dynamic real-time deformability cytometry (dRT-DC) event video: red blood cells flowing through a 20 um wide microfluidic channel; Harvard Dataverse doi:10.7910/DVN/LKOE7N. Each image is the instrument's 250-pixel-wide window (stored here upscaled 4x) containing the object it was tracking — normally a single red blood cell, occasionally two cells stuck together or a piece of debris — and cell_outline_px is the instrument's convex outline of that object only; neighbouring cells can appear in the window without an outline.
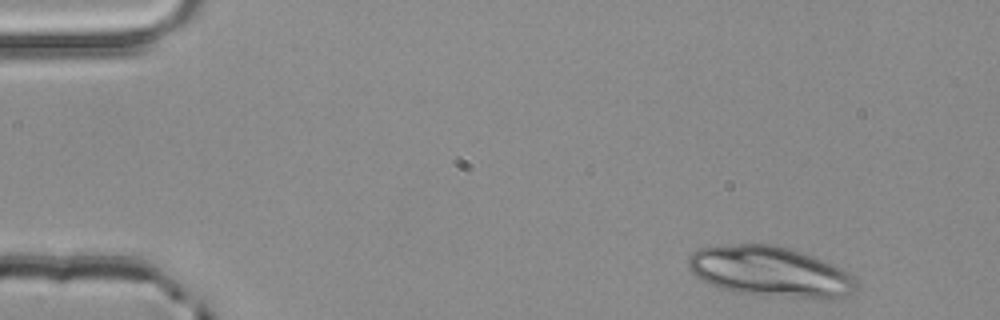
{"species": "common noctule bat (a hibernating species)", "species_latin": "Nyctalus noctula", "temperature_condition": "room temperature", "stored_images_in_passage": 2, "camera_frame_rate_fps": 3000, "um_per_image_px": 0.085, "animal": {"sex": "male", "body_mass_g": 20.4}, "frame": {"image": 1, "passage_image": 1, "time_ms": 0.0, "image_size_px": [1000, 320], "cell_outline_px": [[856, 292], [836, 300], [824, 300], [732, 292], [708, 284], [700, 280], [688, 268], [688, 256], [692, 252], [700, 248], [736, 244], [772, 244], [804, 252], [824, 260], [856, 276]], "centroid_in_image_um": [65.52, 23.11], "position_along_channel_um": 19.5, "area_um2": 50.0}}